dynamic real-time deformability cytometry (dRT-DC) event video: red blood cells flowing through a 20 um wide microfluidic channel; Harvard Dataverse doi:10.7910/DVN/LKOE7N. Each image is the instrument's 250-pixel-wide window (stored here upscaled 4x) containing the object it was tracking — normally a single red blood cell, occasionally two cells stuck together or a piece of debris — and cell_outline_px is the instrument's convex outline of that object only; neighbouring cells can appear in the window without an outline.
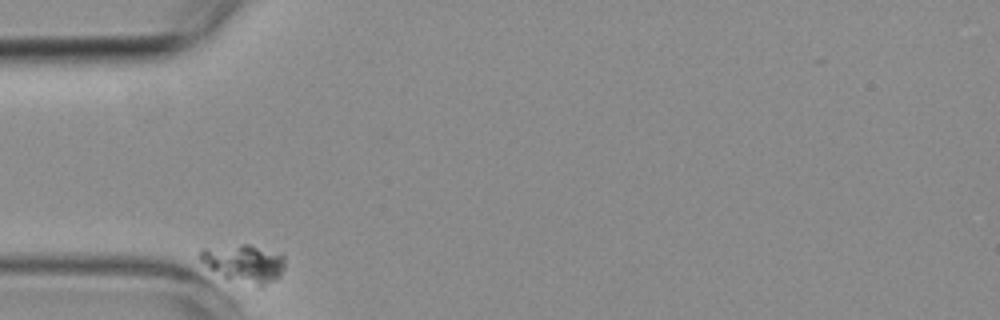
{"species": "common noctule bat (a hibernating species)", "species_latin": "Nyctalus noctula", "temperature_condition": "room temperature", "stored_images_in_passage": 5, "camera_frame_rate_fps": 3000, "um_per_image_px": 0.085, "animal": {"sex": "female", "body_mass_g": 19.3, "forearm_length_mm": 54.1}, "frame": {"image": 1, "passage_image": 1, "time_ms": 0.0, "image_size_px": [1000, 320], "cell_outline_px": [[284, 268], [280, 276], [260, 288], [228, 280], [208, 268], [200, 260], [200, 248], [240, 244], [248, 244], [284, 252]], "centroid_in_image_um": [20.78, 22.39], "position_along_channel_um": 64.2, "area_um2": 19.42}}
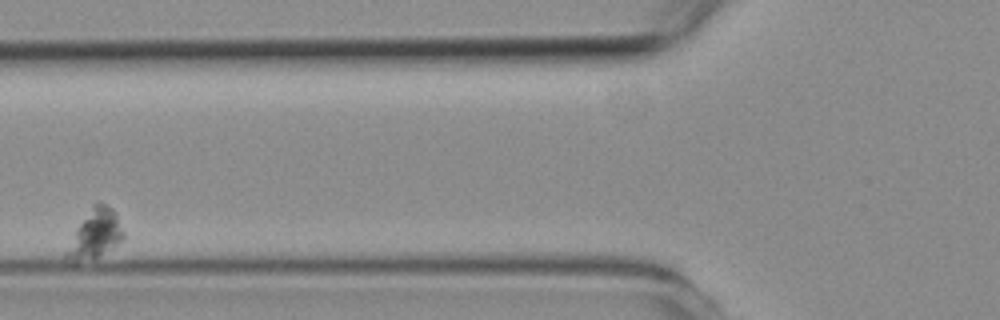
{"frame": {"image": 2, "passage_image": 3, "time_ms": 2.333, "image_size_px": [1000, 320], "cell_outline_px": [[124, 236], [112, 248], [96, 256], [64, 256], [64, 252], [80, 224], [92, 204], [96, 200], [112, 208], [116, 212], [124, 232]], "centroid_in_image_um": [8.17, 19.74], "position_along_channel_um": 117.6, "area_um2": 14.91}}
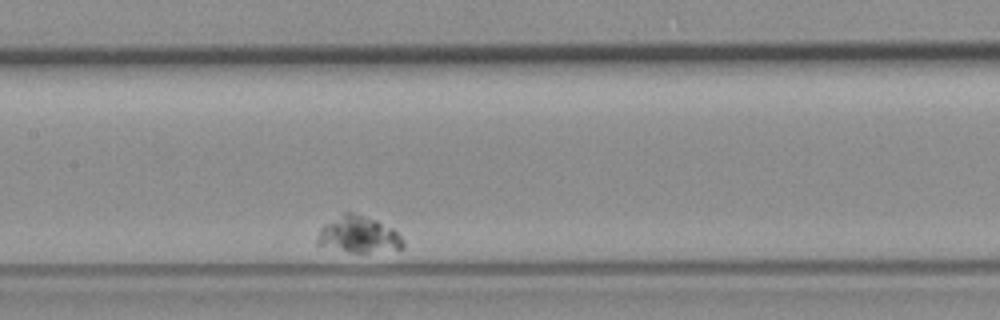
{"frame": {"image": 3, "passage_image": 5, "time_ms": 4.667, "image_size_px": [1000, 320], "cell_outline_px": [[404, 248], [368, 252], [348, 252], [316, 244], [316, 236], [320, 228], [324, 224], [344, 212], [348, 212], [364, 216], [376, 220], [392, 228], [404, 240]], "centroid_in_image_um": [30.44, 19.95], "position_along_channel_um": 177.0, "area_um2": 18.09}}